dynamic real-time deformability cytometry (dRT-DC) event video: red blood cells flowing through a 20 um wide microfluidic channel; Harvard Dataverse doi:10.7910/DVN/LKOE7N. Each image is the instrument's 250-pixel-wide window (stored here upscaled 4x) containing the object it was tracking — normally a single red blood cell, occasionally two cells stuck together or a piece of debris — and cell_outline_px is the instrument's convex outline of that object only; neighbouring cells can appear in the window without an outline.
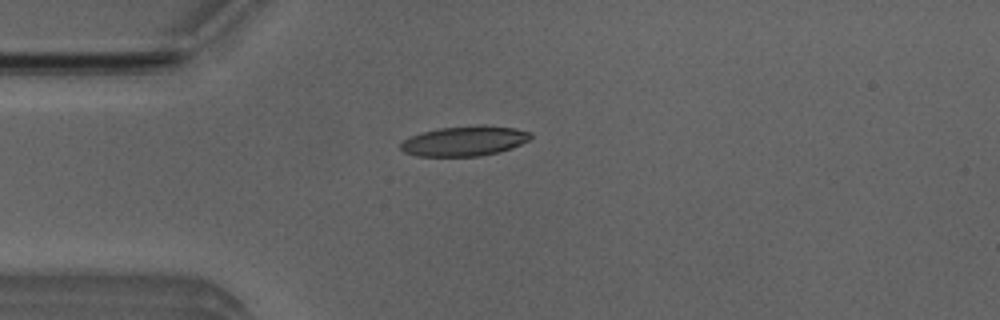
{"species": "Egyptian fruit bat (a non-hibernating species)", "species_latin": "Rousettus aegyptiacus", "temperature_condition": "room temperature", "stored_images_in_passage": 43, "camera_frame_rate_fps": 3000, "um_per_image_px": 0.085, "animal": {"sex": "male"}, "frame": {"image": 1, "passage_image": 5, "time_ms": 1.333, "image_size_px": [1000, 320], "cell_outline_px": [[532, 136], [528, 140], [512, 148], [500, 152], [480, 156], [416, 156], [404, 152], [400, 148], [400, 144], [404, 140], [412, 136], [424, 132], [440, 128], [484, 124], [516, 128], [532, 132]], "centroid_in_image_um": [39.53, 11.98], "position_along_channel_um": 45.5, "area_um2": 22.77}}
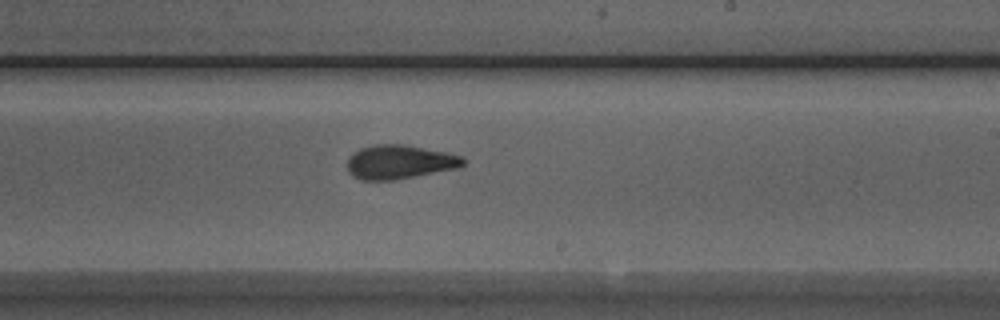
{"frame": {"image": 2, "passage_image": 22, "time_ms": 7.0, "image_size_px": [1000, 320], "cell_outline_px": [[464, 164], [460, 168], [392, 180], [360, 180], [352, 176], [348, 172], [348, 156], [352, 152], [360, 148], [376, 144], [404, 144], [448, 152], [464, 156]], "centroid_in_image_um": [33.96, 13.76], "position_along_channel_um": 255.0, "area_um2": 23.24}}
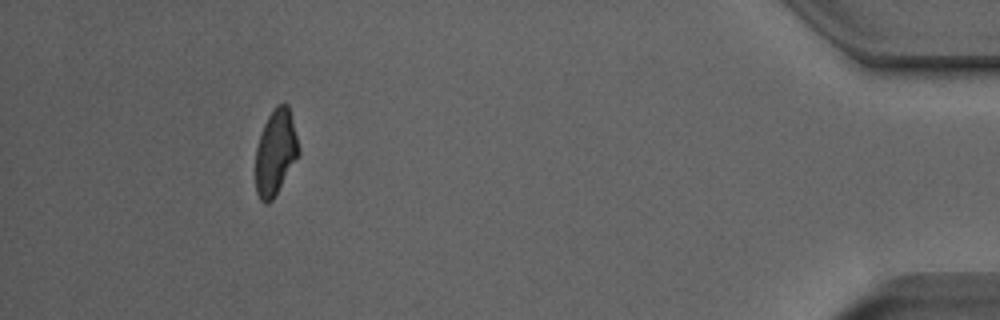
{"frame": {"image": 3, "passage_image": 39, "time_ms": 12.667, "image_size_px": [1000, 320], "cell_outline_px": [[300, 152], [272, 200], [268, 204], [264, 204], [260, 200], [256, 192], [256, 148], [264, 124], [272, 108], [276, 104], [288, 104], [300, 148]], "centroid_in_image_um": [23.41, 12.93], "position_along_channel_um": 411.8, "area_um2": 21.27}, "authors_computed_cell_mechanics": {"area_um2": 22.5998, "velocity_mm_per_s": 3.957, "shape_relaxation_time_tau1_ms": 4.4357, "shape_relaxation_time_tau2_ms": 1.6892, "deformation_change_tau1": 0.1706, "deformation_change_tau2": 0.0891}}